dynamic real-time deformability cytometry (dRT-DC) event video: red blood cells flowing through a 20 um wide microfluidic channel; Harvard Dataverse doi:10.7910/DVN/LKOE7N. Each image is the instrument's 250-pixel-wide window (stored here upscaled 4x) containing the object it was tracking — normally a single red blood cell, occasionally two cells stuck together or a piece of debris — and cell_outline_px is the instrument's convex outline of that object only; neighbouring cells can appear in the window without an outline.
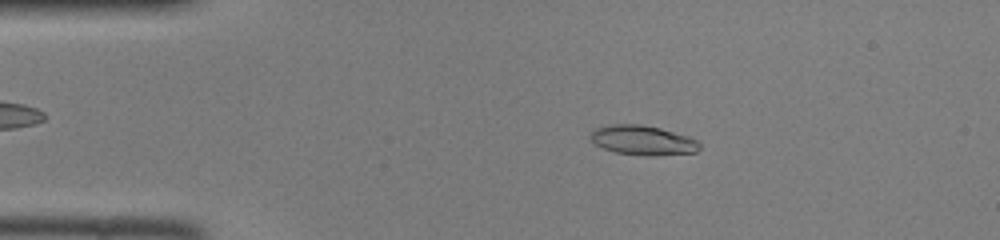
{"species": "common noctule bat (a hibernating species)", "species_latin": "Nyctalus noctula", "temperature_condition": "room temperature", "stored_images_in_passage": 45, "camera_frame_rate_fps": 3000, "um_per_image_px": 0.085, "animal": {"sex": "female", "body_mass_g": 22.0, "forearm_length_mm": 56.7}, "frame": {"image": 1, "passage_image": 8, "time_ms": 2.333, "image_size_px": [1000, 240], "cell_outline_px": [[700, 148], [696, 152], [656, 156], [644, 156], [616, 152], [604, 148], [596, 144], [592, 140], [592, 128], [612, 124], [640, 124], [660, 128], [688, 136], [696, 140], [700, 144]], "centroid_in_image_um": [54.65, 11.92], "position_along_channel_um": 30.3, "area_um2": 18.79}}
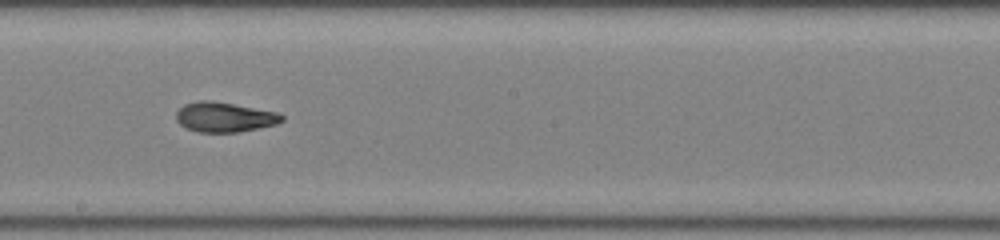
{"frame": {"image": 2, "passage_image": 25, "time_ms": 8.0, "image_size_px": [1000, 240], "cell_outline_px": [[284, 120], [276, 124], [240, 132], [196, 132], [180, 124], [176, 120], [176, 112], [184, 104], [200, 100], [208, 100], [232, 104], [276, 112], [284, 116]], "centroid_in_image_um": [19.06, 9.96], "position_along_channel_um": 229.1, "area_um2": 18.21}}
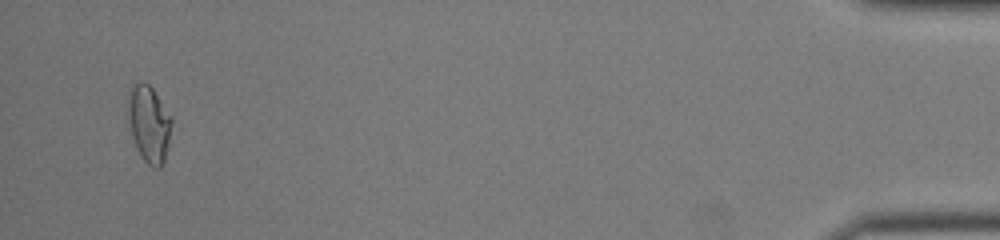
{"frame": {"image": 3, "passage_image": 44, "time_ms": 14.333, "image_size_px": [1000, 240], "cell_outline_px": [[172, 120], [168, 144], [164, 160], [160, 168], [152, 168], [144, 160], [132, 136], [128, 112], [128, 104], [132, 88], [136, 84], [148, 84], [152, 88], [172, 116]], "centroid_in_image_um": [12.7, 10.56], "position_along_channel_um": 422.5, "area_um2": 18.79}}